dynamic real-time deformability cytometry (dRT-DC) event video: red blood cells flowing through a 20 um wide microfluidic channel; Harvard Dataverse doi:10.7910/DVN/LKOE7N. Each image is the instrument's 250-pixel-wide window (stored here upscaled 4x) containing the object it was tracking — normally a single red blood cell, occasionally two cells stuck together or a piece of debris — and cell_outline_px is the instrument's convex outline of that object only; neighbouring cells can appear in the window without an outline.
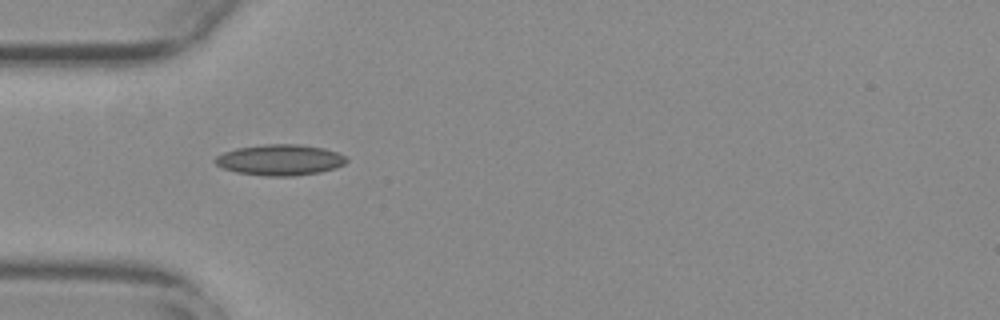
{"species": "common noctule bat (a hibernating species)", "species_latin": "Nyctalus noctula", "temperature_condition": "warm", "stored_images_in_passage": 38, "camera_frame_rate_fps": 3000, "um_per_image_px": 0.085, "animal": {"sex": "female", "body_mass_g": 29.2, "forearm_length_mm": 56.3}, "frame": {"image": 1, "passage_image": 1, "time_ms": 0.0, "image_size_px": [1000, 320], "cell_outline_px": [[348, 160], [344, 164], [336, 168], [320, 172], [296, 176], [264, 176], [236, 172], [224, 168], [216, 164], [212, 160], [216, 156], [224, 152], [236, 148], [264, 144], [300, 144], [324, 148], [336, 152], [344, 156]], "centroid_in_image_um": [23.79, 13.59], "position_along_channel_um": 61.2, "area_um2": 23.76}}
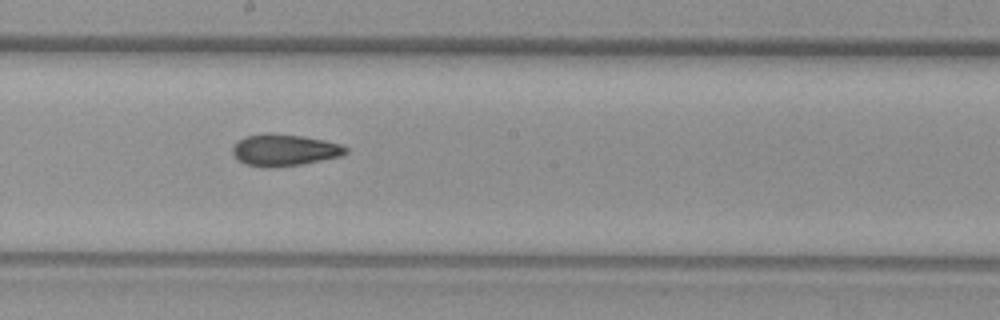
{"frame": {"image": 2, "passage_image": 14, "time_ms": 4.333, "image_size_px": [1000, 320], "cell_outline_px": [[348, 152], [340, 156], [300, 164], [272, 168], [264, 168], [244, 164], [236, 160], [232, 152], [232, 144], [244, 136], [264, 132], [272, 132], [304, 136], [324, 140], [340, 144], [348, 148]], "centroid_in_image_um": [24.09, 12.74], "position_along_channel_um": 224.1, "area_um2": 21.39}}
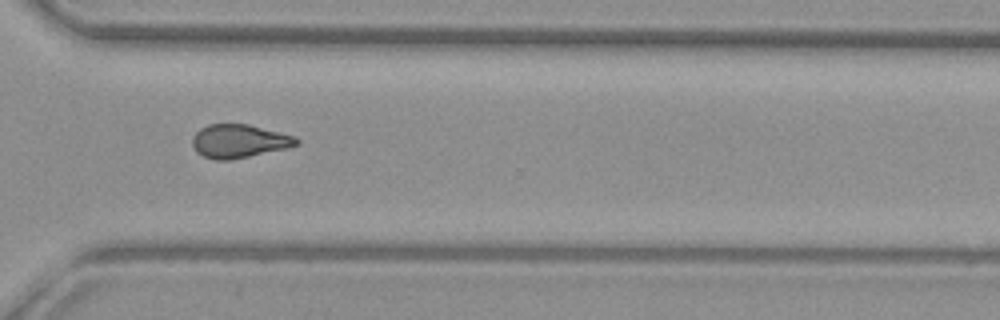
{"frame": {"image": 3, "passage_image": 24, "time_ms": 7.667, "image_size_px": [1000, 320], "cell_outline_px": [[300, 144], [288, 148], [228, 160], [216, 160], [204, 156], [196, 152], [192, 144], [192, 136], [200, 128], [208, 124], [248, 124], [296, 136], [300, 140]], "centroid_in_image_um": [20.33, 11.99], "position_along_channel_um": 350.3, "area_um2": 20.35}, "authors_computed_cell_mechanics": {"area_um2": 20.4612, "velocity_mm_per_s": 3.7959, "shape_relaxation_time_tau1_ms": 9.6851, "shape_relaxation_time_tau2_ms": 2.7483, "deformation_change_tau1": 0.1928, "deformation_change_tau2": 0.0911}}